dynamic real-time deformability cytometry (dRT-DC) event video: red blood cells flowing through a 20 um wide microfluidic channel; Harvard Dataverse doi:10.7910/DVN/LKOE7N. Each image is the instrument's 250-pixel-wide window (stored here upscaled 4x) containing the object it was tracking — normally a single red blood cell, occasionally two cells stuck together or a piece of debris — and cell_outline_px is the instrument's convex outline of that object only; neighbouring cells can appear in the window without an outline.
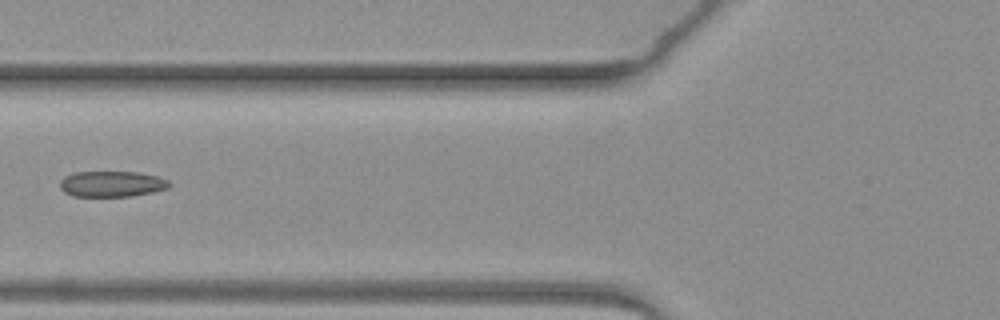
{"species": "common noctule bat (a hibernating species)", "species_latin": "Nyctalus noctula", "temperature_condition": "warm", "stored_images_in_passage": 2, "camera_frame_rate_fps": 3000, "um_per_image_px": 0.085, "animal": {"sex": "female", "body_mass_g": 19.3, "forearm_length_mm": 54.1}, "frame": {"image": 1, "passage_image": 2, "time_ms": 1.333, "image_size_px": [1000, 320], "cell_outline_px": [[172, 184], [168, 188], [152, 192], [132, 196], [72, 196], [64, 192], [60, 188], [60, 180], [64, 176], [72, 172], [136, 172], [156, 176], [168, 180]], "centroid_in_image_um": [9.48, 15.63], "position_along_channel_um": 116.3, "area_um2": 16.47}}